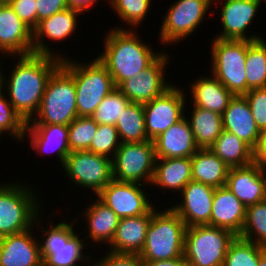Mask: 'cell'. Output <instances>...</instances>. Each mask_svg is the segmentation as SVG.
<instances>
[{
	"label": "cell",
	"mask_w": 266,
	"mask_h": 266,
	"mask_svg": "<svg viewBox=\"0 0 266 266\" xmlns=\"http://www.w3.org/2000/svg\"><path fill=\"white\" fill-rule=\"evenodd\" d=\"M217 1L220 3V1H225V0H217ZM217 1H216V0H212V3H213V4L215 3L214 5H216V4H217V3H216Z\"/></svg>",
	"instance_id": "cell-52"
},
{
	"label": "cell",
	"mask_w": 266,
	"mask_h": 266,
	"mask_svg": "<svg viewBox=\"0 0 266 266\" xmlns=\"http://www.w3.org/2000/svg\"><path fill=\"white\" fill-rule=\"evenodd\" d=\"M69 58L62 60L61 66L74 78L78 116L91 117L103 99L116 88L112 76L97 57L90 63Z\"/></svg>",
	"instance_id": "cell-4"
},
{
	"label": "cell",
	"mask_w": 266,
	"mask_h": 266,
	"mask_svg": "<svg viewBox=\"0 0 266 266\" xmlns=\"http://www.w3.org/2000/svg\"><path fill=\"white\" fill-rule=\"evenodd\" d=\"M77 117L74 78L60 66L48 81L36 116L26 124L69 125Z\"/></svg>",
	"instance_id": "cell-7"
},
{
	"label": "cell",
	"mask_w": 266,
	"mask_h": 266,
	"mask_svg": "<svg viewBox=\"0 0 266 266\" xmlns=\"http://www.w3.org/2000/svg\"><path fill=\"white\" fill-rule=\"evenodd\" d=\"M226 187L246 208L266 200V179L254 163L229 168Z\"/></svg>",
	"instance_id": "cell-21"
},
{
	"label": "cell",
	"mask_w": 266,
	"mask_h": 266,
	"mask_svg": "<svg viewBox=\"0 0 266 266\" xmlns=\"http://www.w3.org/2000/svg\"><path fill=\"white\" fill-rule=\"evenodd\" d=\"M26 122L15 111L11 102L7 99L6 93L0 95V138L4 132L8 133L18 142L23 143Z\"/></svg>",
	"instance_id": "cell-40"
},
{
	"label": "cell",
	"mask_w": 266,
	"mask_h": 266,
	"mask_svg": "<svg viewBox=\"0 0 266 266\" xmlns=\"http://www.w3.org/2000/svg\"><path fill=\"white\" fill-rule=\"evenodd\" d=\"M115 126L121 143L145 142L149 140L145 130L144 107L141 103L130 102Z\"/></svg>",
	"instance_id": "cell-33"
},
{
	"label": "cell",
	"mask_w": 266,
	"mask_h": 266,
	"mask_svg": "<svg viewBox=\"0 0 266 266\" xmlns=\"http://www.w3.org/2000/svg\"><path fill=\"white\" fill-rule=\"evenodd\" d=\"M9 6L29 28L34 30L37 27L36 0H12Z\"/></svg>",
	"instance_id": "cell-44"
},
{
	"label": "cell",
	"mask_w": 266,
	"mask_h": 266,
	"mask_svg": "<svg viewBox=\"0 0 266 266\" xmlns=\"http://www.w3.org/2000/svg\"><path fill=\"white\" fill-rule=\"evenodd\" d=\"M241 239L266 248V200L246 208Z\"/></svg>",
	"instance_id": "cell-35"
},
{
	"label": "cell",
	"mask_w": 266,
	"mask_h": 266,
	"mask_svg": "<svg viewBox=\"0 0 266 266\" xmlns=\"http://www.w3.org/2000/svg\"><path fill=\"white\" fill-rule=\"evenodd\" d=\"M214 191V187L190 181L180 192L182 201L171 208L187 227L210 225Z\"/></svg>",
	"instance_id": "cell-18"
},
{
	"label": "cell",
	"mask_w": 266,
	"mask_h": 266,
	"mask_svg": "<svg viewBox=\"0 0 266 266\" xmlns=\"http://www.w3.org/2000/svg\"><path fill=\"white\" fill-rule=\"evenodd\" d=\"M258 266H266V248L261 251Z\"/></svg>",
	"instance_id": "cell-49"
},
{
	"label": "cell",
	"mask_w": 266,
	"mask_h": 266,
	"mask_svg": "<svg viewBox=\"0 0 266 266\" xmlns=\"http://www.w3.org/2000/svg\"><path fill=\"white\" fill-rule=\"evenodd\" d=\"M192 107L189 115L191 117L187 120L190 123L195 144L199 149H208L224 130L222 115L204 108Z\"/></svg>",
	"instance_id": "cell-31"
},
{
	"label": "cell",
	"mask_w": 266,
	"mask_h": 266,
	"mask_svg": "<svg viewBox=\"0 0 266 266\" xmlns=\"http://www.w3.org/2000/svg\"><path fill=\"white\" fill-rule=\"evenodd\" d=\"M88 206L81 214L82 217L84 215L88 227V236L85 239L90 238L97 245L105 243L106 247L115 236L120 218L98 198Z\"/></svg>",
	"instance_id": "cell-29"
},
{
	"label": "cell",
	"mask_w": 266,
	"mask_h": 266,
	"mask_svg": "<svg viewBox=\"0 0 266 266\" xmlns=\"http://www.w3.org/2000/svg\"><path fill=\"white\" fill-rule=\"evenodd\" d=\"M212 40L211 74L234 96L246 94L247 40Z\"/></svg>",
	"instance_id": "cell-9"
},
{
	"label": "cell",
	"mask_w": 266,
	"mask_h": 266,
	"mask_svg": "<svg viewBox=\"0 0 266 266\" xmlns=\"http://www.w3.org/2000/svg\"><path fill=\"white\" fill-rule=\"evenodd\" d=\"M12 0H0V4L9 5Z\"/></svg>",
	"instance_id": "cell-51"
},
{
	"label": "cell",
	"mask_w": 266,
	"mask_h": 266,
	"mask_svg": "<svg viewBox=\"0 0 266 266\" xmlns=\"http://www.w3.org/2000/svg\"><path fill=\"white\" fill-rule=\"evenodd\" d=\"M212 0H177L167 9L159 30L161 44L180 43L200 27Z\"/></svg>",
	"instance_id": "cell-11"
},
{
	"label": "cell",
	"mask_w": 266,
	"mask_h": 266,
	"mask_svg": "<svg viewBox=\"0 0 266 266\" xmlns=\"http://www.w3.org/2000/svg\"><path fill=\"white\" fill-rule=\"evenodd\" d=\"M223 129L235 134L253 150L261 131L256 125L248 101L243 95L234 96L222 114Z\"/></svg>",
	"instance_id": "cell-24"
},
{
	"label": "cell",
	"mask_w": 266,
	"mask_h": 266,
	"mask_svg": "<svg viewBox=\"0 0 266 266\" xmlns=\"http://www.w3.org/2000/svg\"><path fill=\"white\" fill-rule=\"evenodd\" d=\"M108 30L103 53L97 58L107 67L115 87L126 79L136 77L162 53L154 52L152 46L142 41V37L132 29L118 26Z\"/></svg>",
	"instance_id": "cell-2"
},
{
	"label": "cell",
	"mask_w": 266,
	"mask_h": 266,
	"mask_svg": "<svg viewBox=\"0 0 266 266\" xmlns=\"http://www.w3.org/2000/svg\"><path fill=\"white\" fill-rule=\"evenodd\" d=\"M250 106L257 127L266 130V88L250 89L243 95Z\"/></svg>",
	"instance_id": "cell-42"
},
{
	"label": "cell",
	"mask_w": 266,
	"mask_h": 266,
	"mask_svg": "<svg viewBox=\"0 0 266 266\" xmlns=\"http://www.w3.org/2000/svg\"><path fill=\"white\" fill-rule=\"evenodd\" d=\"M0 65H1V63H0ZM3 76H4V73H3L2 66H1L0 67V95L5 92V89L3 88Z\"/></svg>",
	"instance_id": "cell-50"
},
{
	"label": "cell",
	"mask_w": 266,
	"mask_h": 266,
	"mask_svg": "<svg viewBox=\"0 0 266 266\" xmlns=\"http://www.w3.org/2000/svg\"><path fill=\"white\" fill-rule=\"evenodd\" d=\"M143 266H189V265L188 262L185 260L184 256H181L170 260L143 262Z\"/></svg>",
	"instance_id": "cell-48"
},
{
	"label": "cell",
	"mask_w": 266,
	"mask_h": 266,
	"mask_svg": "<svg viewBox=\"0 0 266 266\" xmlns=\"http://www.w3.org/2000/svg\"><path fill=\"white\" fill-rule=\"evenodd\" d=\"M187 95L184 89L172 85L162 95L143 104L145 130L149 140H154L173 124L180 121L186 112Z\"/></svg>",
	"instance_id": "cell-13"
},
{
	"label": "cell",
	"mask_w": 266,
	"mask_h": 266,
	"mask_svg": "<svg viewBox=\"0 0 266 266\" xmlns=\"http://www.w3.org/2000/svg\"><path fill=\"white\" fill-rule=\"evenodd\" d=\"M253 163L261 170H266V130L261 132L257 146L253 150Z\"/></svg>",
	"instance_id": "cell-46"
},
{
	"label": "cell",
	"mask_w": 266,
	"mask_h": 266,
	"mask_svg": "<svg viewBox=\"0 0 266 266\" xmlns=\"http://www.w3.org/2000/svg\"><path fill=\"white\" fill-rule=\"evenodd\" d=\"M246 207L226 187L215 188L210 226L227 229L239 236L245 221Z\"/></svg>",
	"instance_id": "cell-25"
},
{
	"label": "cell",
	"mask_w": 266,
	"mask_h": 266,
	"mask_svg": "<svg viewBox=\"0 0 266 266\" xmlns=\"http://www.w3.org/2000/svg\"><path fill=\"white\" fill-rule=\"evenodd\" d=\"M129 103V99L116 87L103 99L91 117L98 125L115 126Z\"/></svg>",
	"instance_id": "cell-38"
},
{
	"label": "cell",
	"mask_w": 266,
	"mask_h": 266,
	"mask_svg": "<svg viewBox=\"0 0 266 266\" xmlns=\"http://www.w3.org/2000/svg\"><path fill=\"white\" fill-rule=\"evenodd\" d=\"M17 60L9 77L3 76V88L15 111L27 123L37 114L48 81L62 60L34 53L19 55Z\"/></svg>",
	"instance_id": "cell-1"
},
{
	"label": "cell",
	"mask_w": 266,
	"mask_h": 266,
	"mask_svg": "<svg viewBox=\"0 0 266 266\" xmlns=\"http://www.w3.org/2000/svg\"><path fill=\"white\" fill-rule=\"evenodd\" d=\"M156 158L192 157L197 151L191 126L185 115L154 140Z\"/></svg>",
	"instance_id": "cell-23"
},
{
	"label": "cell",
	"mask_w": 266,
	"mask_h": 266,
	"mask_svg": "<svg viewBox=\"0 0 266 266\" xmlns=\"http://www.w3.org/2000/svg\"><path fill=\"white\" fill-rule=\"evenodd\" d=\"M37 26L39 21L68 8L67 0H36Z\"/></svg>",
	"instance_id": "cell-45"
},
{
	"label": "cell",
	"mask_w": 266,
	"mask_h": 266,
	"mask_svg": "<svg viewBox=\"0 0 266 266\" xmlns=\"http://www.w3.org/2000/svg\"><path fill=\"white\" fill-rule=\"evenodd\" d=\"M97 1L98 0H67V4L68 8L80 12L82 15L84 12H88V10L92 9Z\"/></svg>",
	"instance_id": "cell-47"
},
{
	"label": "cell",
	"mask_w": 266,
	"mask_h": 266,
	"mask_svg": "<svg viewBox=\"0 0 266 266\" xmlns=\"http://www.w3.org/2000/svg\"><path fill=\"white\" fill-rule=\"evenodd\" d=\"M36 189L25 182H3L0 185V237L17 234L35 227L42 216L41 201Z\"/></svg>",
	"instance_id": "cell-5"
},
{
	"label": "cell",
	"mask_w": 266,
	"mask_h": 266,
	"mask_svg": "<svg viewBox=\"0 0 266 266\" xmlns=\"http://www.w3.org/2000/svg\"><path fill=\"white\" fill-rule=\"evenodd\" d=\"M210 75L193 79L189 88L192 106L222 115L234 95L216 77Z\"/></svg>",
	"instance_id": "cell-27"
},
{
	"label": "cell",
	"mask_w": 266,
	"mask_h": 266,
	"mask_svg": "<svg viewBox=\"0 0 266 266\" xmlns=\"http://www.w3.org/2000/svg\"><path fill=\"white\" fill-rule=\"evenodd\" d=\"M263 174H264L265 179H266V170H263Z\"/></svg>",
	"instance_id": "cell-53"
},
{
	"label": "cell",
	"mask_w": 266,
	"mask_h": 266,
	"mask_svg": "<svg viewBox=\"0 0 266 266\" xmlns=\"http://www.w3.org/2000/svg\"><path fill=\"white\" fill-rule=\"evenodd\" d=\"M0 53L16 58L33 53V30L4 4H0Z\"/></svg>",
	"instance_id": "cell-19"
},
{
	"label": "cell",
	"mask_w": 266,
	"mask_h": 266,
	"mask_svg": "<svg viewBox=\"0 0 266 266\" xmlns=\"http://www.w3.org/2000/svg\"><path fill=\"white\" fill-rule=\"evenodd\" d=\"M120 144L116 126L101 124L98 125L88 151L113 159Z\"/></svg>",
	"instance_id": "cell-41"
},
{
	"label": "cell",
	"mask_w": 266,
	"mask_h": 266,
	"mask_svg": "<svg viewBox=\"0 0 266 266\" xmlns=\"http://www.w3.org/2000/svg\"><path fill=\"white\" fill-rule=\"evenodd\" d=\"M97 128L98 124L92 117L75 118L68 125L70 151H88Z\"/></svg>",
	"instance_id": "cell-39"
},
{
	"label": "cell",
	"mask_w": 266,
	"mask_h": 266,
	"mask_svg": "<svg viewBox=\"0 0 266 266\" xmlns=\"http://www.w3.org/2000/svg\"><path fill=\"white\" fill-rule=\"evenodd\" d=\"M80 14L76 10L67 8L39 21L38 26L33 30V53L49 55L61 60L66 59L67 57L65 55L61 53L56 54V51L50 48V45L46 44L47 41H44V37L50 39L51 42H59L72 36L76 32L77 19Z\"/></svg>",
	"instance_id": "cell-17"
},
{
	"label": "cell",
	"mask_w": 266,
	"mask_h": 266,
	"mask_svg": "<svg viewBox=\"0 0 266 266\" xmlns=\"http://www.w3.org/2000/svg\"><path fill=\"white\" fill-rule=\"evenodd\" d=\"M192 181L214 188L226 186L229 168L209 148L198 149L191 157Z\"/></svg>",
	"instance_id": "cell-30"
},
{
	"label": "cell",
	"mask_w": 266,
	"mask_h": 266,
	"mask_svg": "<svg viewBox=\"0 0 266 266\" xmlns=\"http://www.w3.org/2000/svg\"><path fill=\"white\" fill-rule=\"evenodd\" d=\"M263 249L237 236L228 248L223 266H258Z\"/></svg>",
	"instance_id": "cell-37"
},
{
	"label": "cell",
	"mask_w": 266,
	"mask_h": 266,
	"mask_svg": "<svg viewBox=\"0 0 266 266\" xmlns=\"http://www.w3.org/2000/svg\"><path fill=\"white\" fill-rule=\"evenodd\" d=\"M62 168L72 184L95 195L113 180L112 159L89 151L71 152Z\"/></svg>",
	"instance_id": "cell-12"
},
{
	"label": "cell",
	"mask_w": 266,
	"mask_h": 266,
	"mask_svg": "<svg viewBox=\"0 0 266 266\" xmlns=\"http://www.w3.org/2000/svg\"><path fill=\"white\" fill-rule=\"evenodd\" d=\"M187 226L170 207L155 208L147 229L146 241L139 254L142 262L163 261L184 255Z\"/></svg>",
	"instance_id": "cell-3"
},
{
	"label": "cell",
	"mask_w": 266,
	"mask_h": 266,
	"mask_svg": "<svg viewBox=\"0 0 266 266\" xmlns=\"http://www.w3.org/2000/svg\"><path fill=\"white\" fill-rule=\"evenodd\" d=\"M143 186L113 179L96 197L120 219L152 214L156 206L150 201Z\"/></svg>",
	"instance_id": "cell-14"
},
{
	"label": "cell",
	"mask_w": 266,
	"mask_h": 266,
	"mask_svg": "<svg viewBox=\"0 0 266 266\" xmlns=\"http://www.w3.org/2000/svg\"><path fill=\"white\" fill-rule=\"evenodd\" d=\"M152 214L121 218L109 251L116 253L140 254L145 241Z\"/></svg>",
	"instance_id": "cell-26"
},
{
	"label": "cell",
	"mask_w": 266,
	"mask_h": 266,
	"mask_svg": "<svg viewBox=\"0 0 266 266\" xmlns=\"http://www.w3.org/2000/svg\"><path fill=\"white\" fill-rule=\"evenodd\" d=\"M40 219L39 216L36 218L34 226L38 229L41 225V233L43 232L40 234L42 241L39 240L43 266H82L79 262L91 264V256L83 254V249L88 246L84 244L87 240L82 239L73 228L77 218L73 222H68V219L59 221L56 225L49 221L51 226L47 230L40 223Z\"/></svg>",
	"instance_id": "cell-6"
},
{
	"label": "cell",
	"mask_w": 266,
	"mask_h": 266,
	"mask_svg": "<svg viewBox=\"0 0 266 266\" xmlns=\"http://www.w3.org/2000/svg\"><path fill=\"white\" fill-rule=\"evenodd\" d=\"M209 149L230 168L253 163V149L226 130H223Z\"/></svg>",
	"instance_id": "cell-32"
},
{
	"label": "cell",
	"mask_w": 266,
	"mask_h": 266,
	"mask_svg": "<svg viewBox=\"0 0 266 266\" xmlns=\"http://www.w3.org/2000/svg\"><path fill=\"white\" fill-rule=\"evenodd\" d=\"M223 5L220 9V21L222 22V31L213 38L224 40H247L257 41L262 38V35L253 33L247 35V30L250 28L256 14L260 9L261 3L258 0H225L220 1ZM255 17V18H254ZM247 29V30H246ZM246 33V34H245Z\"/></svg>",
	"instance_id": "cell-16"
},
{
	"label": "cell",
	"mask_w": 266,
	"mask_h": 266,
	"mask_svg": "<svg viewBox=\"0 0 266 266\" xmlns=\"http://www.w3.org/2000/svg\"><path fill=\"white\" fill-rule=\"evenodd\" d=\"M34 228L0 237V266H43Z\"/></svg>",
	"instance_id": "cell-20"
},
{
	"label": "cell",
	"mask_w": 266,
	"mask_h": 266,
	"mask_svg": "<svg viewBox=\"0 0 266 266\" xmlns=\"http://www.w3.org/2000/svg\"><path fill=\"white\" fill-rule=\"evenodd\" d=\"M110 3V6L123 23L131 26L127 29H136L146 20V16L151 7L152 0H105Z\"/></svg>",
	"instance_id": "cell-36"
},
{
	"label": "cell",
	"mask_w": 266,
	"mask_h": 266,
	"mask_svg": "<svg viewBox=\"0 0 266 266\" xmlns=\"http://www.w3.org/2000/svg\"><path fill=\"white\" fill-rule=\"evenodd\" d=\"M236 237L233 232L216 226L187 227L183 256L189 266H223Z\"/></svg>",
	"instance_id": "cell-8"
},
{
	"label": "cell",
	"mask_w": 266,
	"mask_h": 266,
	"mask_svg": "<svg viewBox=\"0 0 266 266\" xmlns=\"http://www.w3.org/2000/svg\"><path fill=\"white\" fill-rule=\"evenodd\" d=\"M192 181L191 157L156 158L151 185L180 193Z\"/></svg>",
	"instance_id": "cell-28"
},
{
	"label": "cell",
	"mask_w": 266,
	"mask_h": 266,
	"mask_svg": "<svg viewBox=\"0 0 266 266\" xmlns=\"http://www.w3.org/2000/svg\"><path fill=\"white\" fill-rule=\"evenodd\" d=\"M30 138V146L35 153L53 154L58 157L61 166L64 165L66 157L71 153L69 147L68 125L57 124H26L25 137Z\"/></svg>",
	"instance_id": "cell-22"
},
{
	"label": "cell",
	"mask_w": 266,
	"mask_h": 266,
	"mask_svg": "<svg viewBox=\"0 0 266 266\" xmlns=\"http://www.w3.org/2000/svg\"><path fill=\"white\" fill-rule=\"evenodd\" d=\"M156 164L153 140L121 143L112 159L113 179L151 185ZM144 181V182H143Z\"/></svg>",
	"instance_id": "cell-10"
},
{
	"label": "cell",
	"mask_w": 266,
	"mask_h": 266,
	"mask_svg": "<svg viewBox=\"0 0 266 266\" xmlns=\"http://www.w3.org/2000/svg\"><path fill=\"white\" fill-rule=\"evenodd\" d=\"M247 92L266 88V40L247 41L245 60Z\"/></svg>",
	"instance_id": "cell-34"
},
{
	"label": "cell",
	"mask_w": 266,
	"mask_h": 266,
	"mask_svg": "<svg viewBox=\"0 0 266 266\" xmlns=\"http://www.w3.org/2000/svg\"><path fill=\"white\" fill-rule=\"evenodd\" d=\"M165 50L136 77L122 81L117 88L130 102L145 104L162 95L173 84L166 81L165 69L169 64Z\"/></svg>",
	"instance_id": "cell-15"
},
{
	"label": "cell",
	"mask_w": 266,
	"mask_h": 266,
	"mask_svg": "<svg viewBox=\"0 0 266 266\" xmlns=\"http://www.w3.org/2000/svg\"><path fill=\"white\" fill-rule=\"evenodd\" d=\"M93 262L96 266H143L139 254L116 253L108 249L102 258L93 260Z\"/></svg>",
	"instance_id": "cell-43"
}]
</instances>
